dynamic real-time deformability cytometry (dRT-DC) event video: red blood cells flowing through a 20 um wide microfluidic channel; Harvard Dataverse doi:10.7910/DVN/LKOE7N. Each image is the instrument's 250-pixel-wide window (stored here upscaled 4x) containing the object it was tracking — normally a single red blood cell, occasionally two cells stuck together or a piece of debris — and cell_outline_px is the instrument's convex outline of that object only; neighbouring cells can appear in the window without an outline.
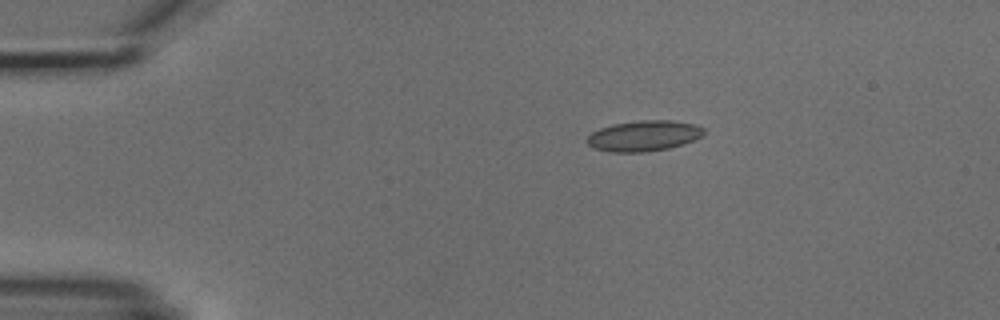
{"species": "common noctule bat (a hibernating species)", "species_latin": "Nyctalus noctula", "temperature_condition": "cold", "stored_images_in_passage": 7, "camera_frame_rate_fps": 3000, "um_per_image_px": 0.085, "animal": {"sex": "male", "body_mass_g": 18.8}, "frame": {"image": 1, "passage_image": 1, "time_ms": 0.0, "image_size_px": [1000, 320], "cell_outline_px": [[704, 136], [684, 144], [668, 148], [644, 152], [608, 152], [592, 148], [584, 140], [592, 132], [600, 128], [612, 124], [640, 120], [672, 120], [696, 124], [704, 128]], "centroid_in_image_um": [54.72, 11.54], "position_along_channel_um": 30.3, "area_um2": 21.15}}
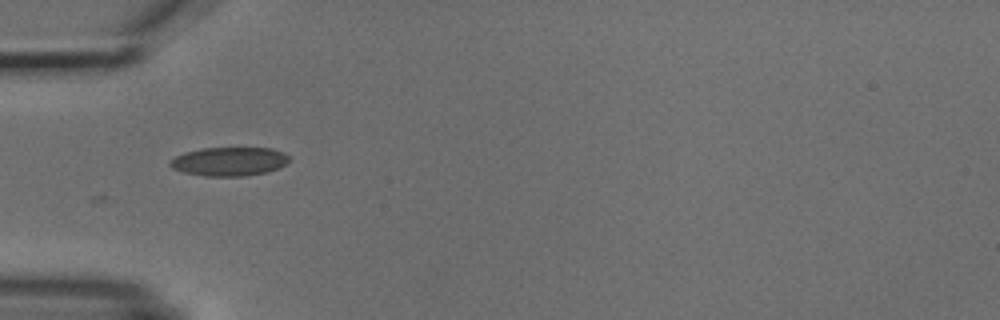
{"frame": {"image": 2, "passage_image": 3, "time_ms": 2.333, "image_size_px": [1000, 320], "cell_outline_px": [[292, 160], [268, 172], [244, 176], [204, 176], [184, 172], [172, 168], [168, 164], [176, 156], [184, 152], [200, 148], [272, 148], [284, 152]], "centroid_in_image_um": [19.49, 13.72], "position_along_channel_um": 65.5, "area_um2": 20.0}}